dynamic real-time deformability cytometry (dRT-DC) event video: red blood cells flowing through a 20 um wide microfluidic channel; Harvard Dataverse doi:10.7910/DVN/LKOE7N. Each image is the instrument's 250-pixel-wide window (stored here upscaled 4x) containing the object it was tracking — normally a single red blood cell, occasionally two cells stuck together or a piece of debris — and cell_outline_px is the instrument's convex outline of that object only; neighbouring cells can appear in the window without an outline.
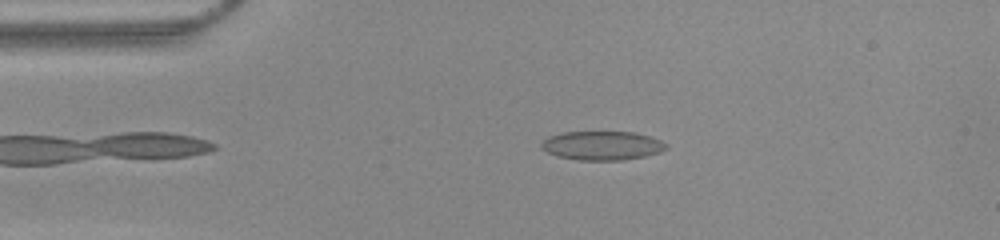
{"species": "common noctule bat (a hibernating species)", "species_latin": "Nyctalus noctula", "temperature_condition": "warm", "stored_images_in_passage": 51, "camera_frame_rate_fps": 3000, "um_per_image_px": 0.085, "animal": {"sex": "female", "body_mass_g": 22.0, "forearm_length_mm": 56.7}, "frame": {"image": 1, "passage_image": 9, "time_ms": 2.667, "image_size_px": [1000, 240], "cell_outline_px": [[668, 148], [660, 152], [644, 156], [620, 160], [580, 160], [556, 156], [540, 148], [540, 144], [548, 136], [564, 132], [636, 132], [660, 140], [668, 144]], "centroid_in_image_um": [51.17, 12.37], "position_along_channel_um": 33.8, "area_um2": 21.04}}
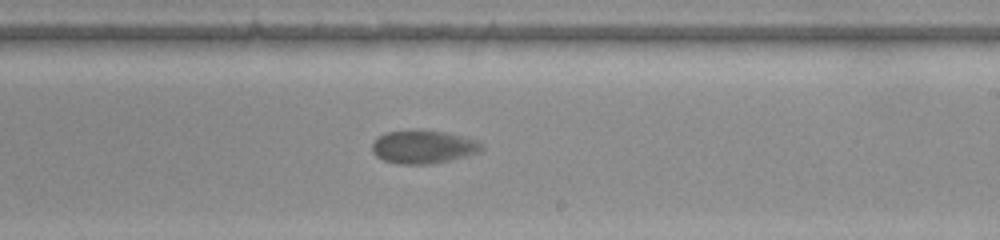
{"frame": {"image": 2, "passage_image": 29, "time_ms": 9.333, "image_size_px": [1000, 240], "cell_outline_px": [[484, 148], [480, 152], [432, 164], [396, 164], [384, 160], [376, 156], [372, 152], [372, 144], [380, 136], [388, 132], [444, 132], [476, 140], [484, 144]], "centroid_in_image_um": [36.0, 12.53], "position_along_channel_um": 253.0, "area_um2": 20.52}}
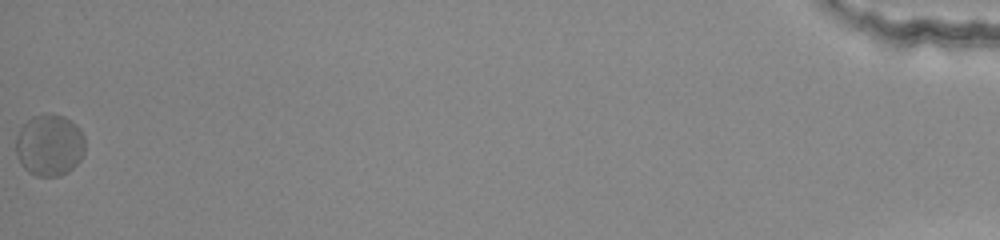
{"frame": {"image": 3, "passage_image": 51, "time_ms": 16.667, "image_size_px": [1000, 240], "cell_outline_px": [[84, 152], [80, 160], [68, 172], [60, 176], [36, 176], [28, 172], [20, 164], [16, 156], [16, 136], [20, 128], [32, 116], [48, 112], [64, 116], [76, 124], [80, 128], [84, 136]], "centroid_in_image_um": [4.2, 12.32], "position_along_channel_um": 431.0, "area_um2": 25.26}}